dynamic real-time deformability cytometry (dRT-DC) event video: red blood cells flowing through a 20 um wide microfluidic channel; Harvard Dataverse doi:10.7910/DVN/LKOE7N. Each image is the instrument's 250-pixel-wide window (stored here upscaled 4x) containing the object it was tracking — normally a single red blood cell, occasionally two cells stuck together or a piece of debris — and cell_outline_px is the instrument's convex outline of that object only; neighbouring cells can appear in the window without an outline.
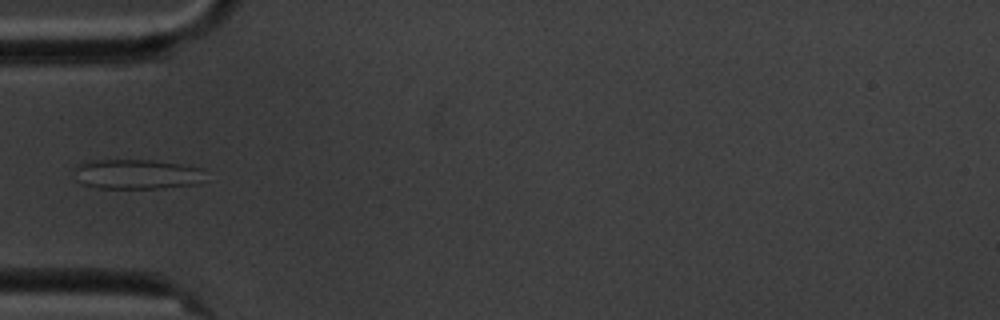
{"species": "common noctule bat (a hibernating species)", "species_latin": "Nyctalus noctula", "temperature_condition": "cold", "stored_images_in_passage": 10, "camera_frame_rate_fps": 3000, "um_per_image_px": 0.085, "animal": {"sex": "male", "body_mass_g": 20.1, "forearm_length_mm": 53.5}, "frame": {"image": 1, "passage_image": 4, "time_ms": 3.667, "image_size_px": [1000, 320], "cell_outline_px": [[204, 168], [200, 184], [160, 188], [100, 188], [84, 184], [76, 180], [72, 168], [84, 160], [152, 160], [180, 164]], "centroid_in_image_um": [11.57, 14.79], "position_along_channel_um": 73.4, "area_um2": 23.0}}
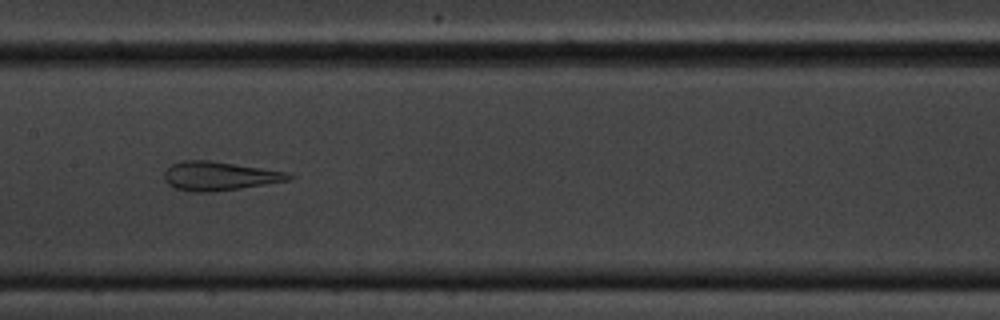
{"frame": {"image": 2, "passage_image": 7, "time_ms": 7.0, "image_size_px": [1000, 320], "cell_outline_px": [[296, 176], [292, 180], [240, 188], [208, 192], [192, 192], [176, 188], [168, 184], [164, 180], [164, 172], [172, 164], [184, 160], [212, 160], [288, 172]], "centroid_in_image_um": [18.68, 14.95], "position_along_channel_um": 188.7, "area_um2": 21.04}}
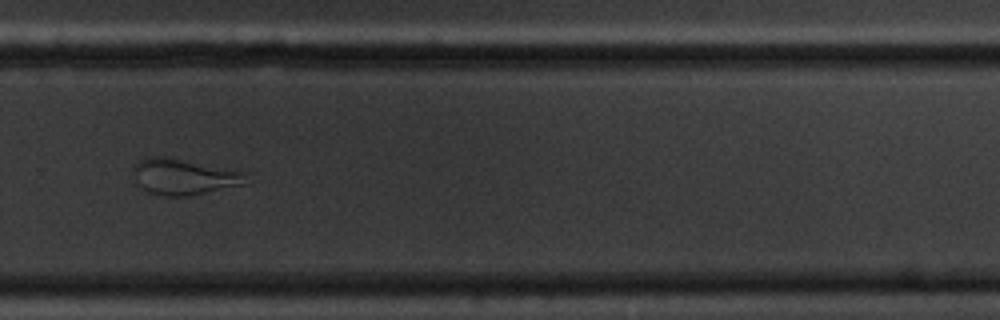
{"frame": {"image": 3, "passage_image": 10, "time_ms": 10.667, "image_size_px": [1000, 320], "cell_outline_px": [[248, 172], [244, 184], [188, 196], [168, 196], [148, 192], [136, 180], [136, 164], [140, 160], [148, 156], [168, 156]], "centroid_in_image_um": [15.68, 15.0], "position_along_channel_um": 314.1, "area_um2": 23.35}}